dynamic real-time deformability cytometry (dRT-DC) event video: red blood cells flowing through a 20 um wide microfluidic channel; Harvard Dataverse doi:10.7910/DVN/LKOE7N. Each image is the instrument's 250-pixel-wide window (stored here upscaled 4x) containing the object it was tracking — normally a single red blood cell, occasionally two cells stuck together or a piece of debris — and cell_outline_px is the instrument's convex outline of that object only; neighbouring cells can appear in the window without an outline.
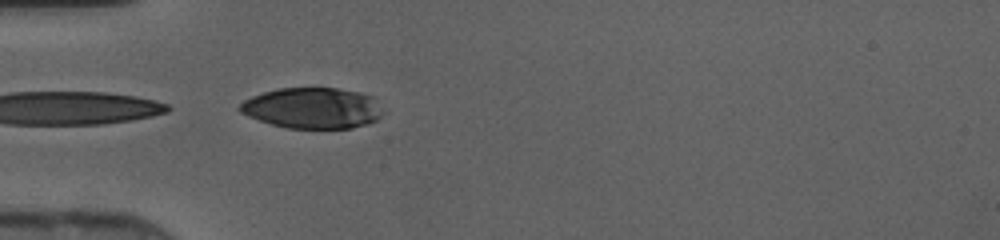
{"species": "human", "species_latin": "Homo sapiens", "temperature_condition": "cold", "stored_images_in_passage": 15, "camera_frame_rate_fps": 3000, "um_per_image_px": 0.085, "donor": {"sex": "female"}, "frame": {"image": 1, "passage_image": 15, "time_ms": 4.667, "image_size_px": [1000, 240], "cell_outline_px": [[388, 112], [376, 120], [352, 128], [288, 128], [272, 124], [248, 116], [240, 112], [240, 104], [244, 100], [252, 96], [264, 92], [280, 88], [336, 88], [360, 92], [376, 96]], "centroid_in_image_um": [26.68, 9.18], "position_along_channel_um": 58.3, "area_um2": 34.45}}